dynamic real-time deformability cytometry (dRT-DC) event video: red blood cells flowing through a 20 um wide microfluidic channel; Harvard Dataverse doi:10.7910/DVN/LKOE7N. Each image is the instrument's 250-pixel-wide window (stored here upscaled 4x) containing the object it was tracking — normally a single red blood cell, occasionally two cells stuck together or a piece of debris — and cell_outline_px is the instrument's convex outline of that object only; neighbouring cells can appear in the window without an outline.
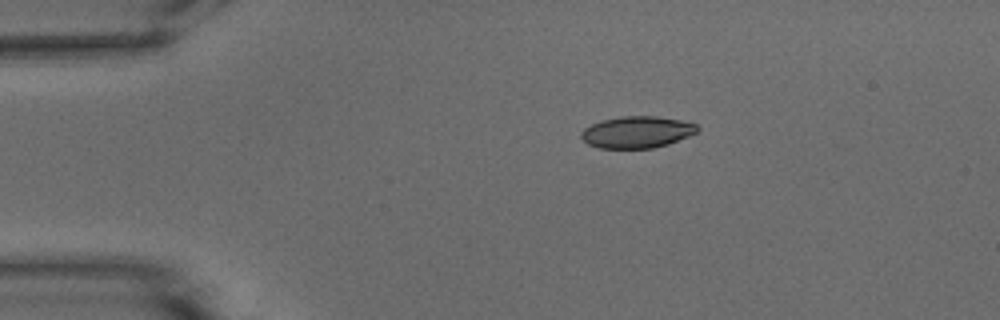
{"species": "common noctule bat (a hibernating species)", "species_latin": "Nyctalus noctula", "temperature_condition": "warm", "stored_images_in_passage": 40, "camera_frame_rate_fps": 3000, "um_per_image_px": 0.085, "animal": {"sex": "male", "body_mass_g": 15.6}, "frame": {"image": 1, "passage_image": 1, "time_ms": 0.0, "image_size_px": [1000, 320], "cell_outline_px": [[700, 128], [696, 132], [688, 136], [668, 144], [652, 148], [600, 148], [588, 144], [580, 136], [580, 132], [584, 128], [600, 120], [620, 116], [656, 116], [680, 120], [696, 124]], "centroid_in_image_um": [54.11, 11.22], "position_along_channel_um": 30.9, "area_um2": 21.44}}
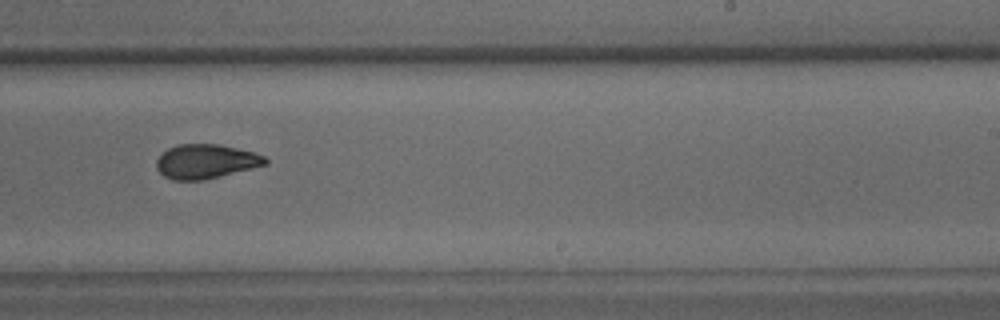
{"frame": {"image": 2, "passage_image": 24, "time_ms": 7.667, "image_size_px": [1000, 320], "cell_outline_px": [[268, 164], [204, 180], [172, 180], [164, 176], [156, 168], [156, 160], [168, 148], [180, 144], [220, 144], [256, 152], [264, 156], [268, 160]], "centroid_in_image_um": [17.51, 13.72], "position_along_channel_um": 271.5, "area_um2": 21.79}}
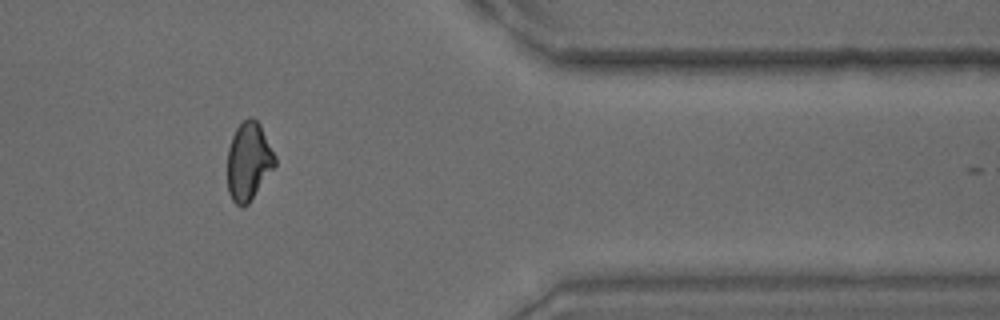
{"frame": {"image": 3, "passage_image": 35, "time_ms": 11.333, "image_size_px": [1000, 320], "cell_outline_px": [[276, 164], [248, 204], [236, 204], [232, 200], [228, 192], [228, 148], [232, 136], [236, 128], [248, 116], [252, 116], [260, 124], [276, 156]], "centroid_in_image_um": [21.13, 13.67], "position_along_channel_um": 390.3, "area_um2": 21.44}, "authors_computed_cell_mechanics": {"area_um2": 21.9929, "velocity_mm_per_s": 3.7927, "shape_relaxation_time_tau1_ms": 7.6483, "shape_relaxation_time_tau2_ms": 2.087, "deformation_change_tau1": 0.173, "deformation_change_tau2": 0.0723}}